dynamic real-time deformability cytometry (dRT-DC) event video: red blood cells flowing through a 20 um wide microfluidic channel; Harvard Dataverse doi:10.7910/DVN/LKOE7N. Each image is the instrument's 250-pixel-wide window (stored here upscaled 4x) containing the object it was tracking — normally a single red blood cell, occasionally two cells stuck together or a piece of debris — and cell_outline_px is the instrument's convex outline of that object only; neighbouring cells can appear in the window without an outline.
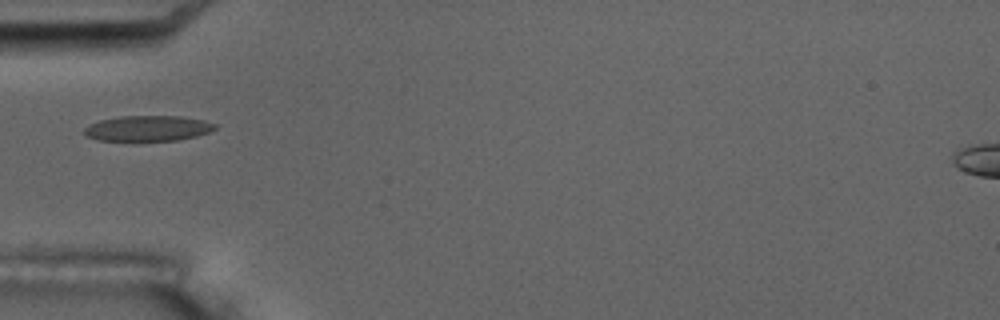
{"species": "common noctule bat (a hibernating species)", "species_latin": "Nyctalus noctula", "temperature_condition": "room temperature", "stored_images_in_passage": 10, "camera_frame_rate_fps": 3000, "um_per_image_px": 0.085, "animal": {"sex": "male", "body_mass_g": 17.5, "forearm_length_mm": 52.3}, "frame": {"image": 1, "passage_image": 4, "time_ms": 3.667, "image_size_px": [1000, 320], "cell_outline_px": [[216, 128], [208, 132], [196, 136], [176, 140], [136, 144], [96, 140], [88, 136], [84, 132], [84, 128], [100, 120], [120, 116], [180, 116], [204, 120], [216, 124]], "centroid_in_image_um": [12.53, 10.96], "position_along_channel_um": 72.5, "area_um2": 20.29}}
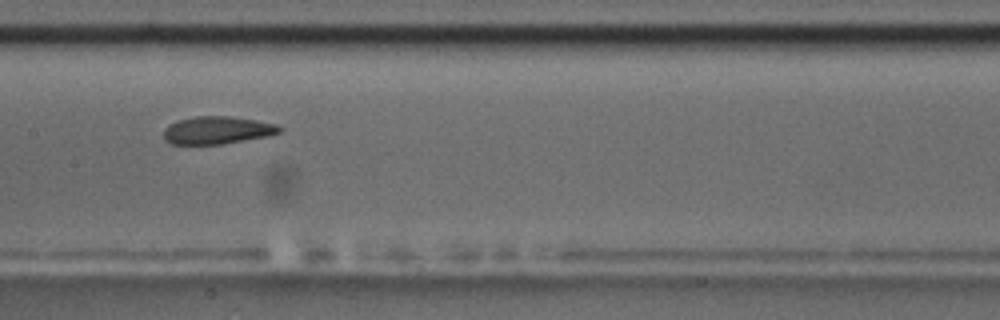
{"frame": {"image": 2, "passage_image": 7, "time_ms": 7.0, "image_size_px": [1000, 320], "cell_outline_px": [[280, 132], [264, 136], [220, 144], [172, 144], [164, 140], [164, 128], [168, 124], [180, 120], [196, 116], [228, 116], [256, 120], [276, 124], [280, 128]], "centroid_in_image_um": [18.4, 11.06], "position_along_channel_um": 189.0, "area_um2": 18.32}}